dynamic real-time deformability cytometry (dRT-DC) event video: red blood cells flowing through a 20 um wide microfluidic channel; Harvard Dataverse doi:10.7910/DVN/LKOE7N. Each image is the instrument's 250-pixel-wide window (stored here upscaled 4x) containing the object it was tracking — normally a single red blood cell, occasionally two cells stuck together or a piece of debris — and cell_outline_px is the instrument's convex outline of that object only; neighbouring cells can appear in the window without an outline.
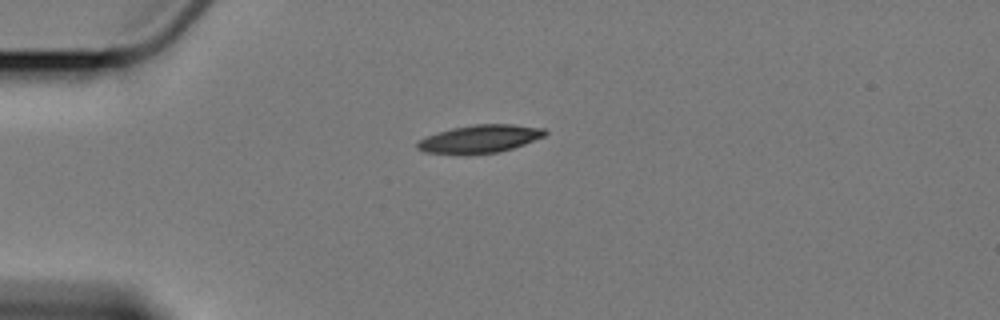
{"species": "Egyptian fruit bat (a non-hibernating species)", "species_latin": "Rousettus aegyptiacus", "temperature_condition": "cold", "stored_images_in_passage": 3, "camera_frame_rate_fps": 3000, "um_per_image_px": 0.085, "animal": {"sex": "female"}, "frame": {"image": 1, "passage_image": 1, "time_ms": 0.0, "image_size_px": [1000, 320], "cell_outline_px": [[548, 132], [544, 136], [524, 144], [500, 152], [464, 156], [424, 152], [416, 148], [416, 144], [420, 140], [436, 132], [452, 128], [476, 124], [512, 124], [544, 128]], "centroid_in_image_um": [40.75, 11.83], "position_along_channel_um": 44.2, "area_um2": 21.15}}
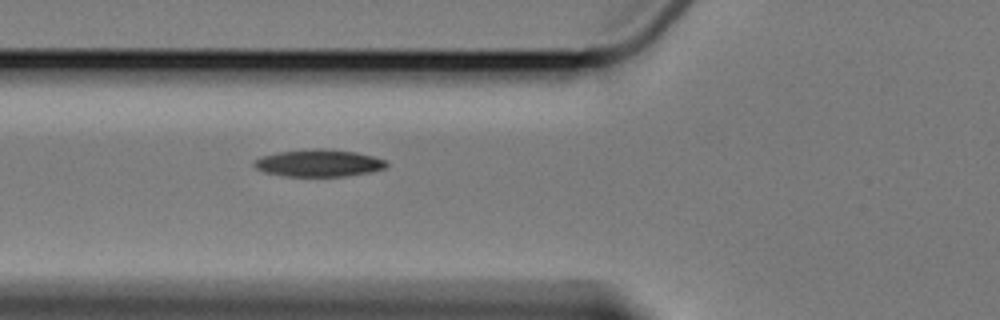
{"frame": {"image": 2, "passage_image": 3, "time_ms": 2.333, "image_size_px": [1000, 320], "cell_outline_px": [[388, 164], [384, 168], [372, 172], [348, 176], [284, 176], [264, 172], [256, 168], [252, 164], [252, 160], [260, 156], [276, 152], [312, 148], [324, 148], [356, 152], [372, 156], [384, 160]], "centroid_in_image_um": [27.04, 13.85], "position_along_channel_um": 98.8, "area_um2": 21.21}}